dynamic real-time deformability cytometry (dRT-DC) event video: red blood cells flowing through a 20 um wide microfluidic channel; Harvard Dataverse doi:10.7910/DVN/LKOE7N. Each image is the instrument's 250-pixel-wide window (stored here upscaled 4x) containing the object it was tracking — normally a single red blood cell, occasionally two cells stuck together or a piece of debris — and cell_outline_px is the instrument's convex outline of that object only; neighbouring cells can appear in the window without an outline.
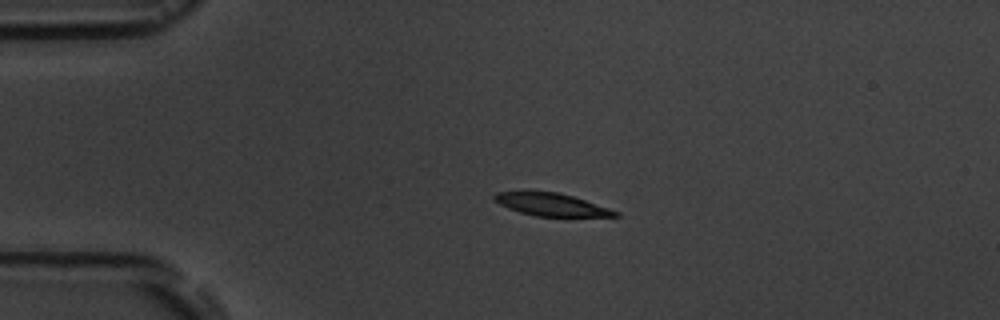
{"species": "common noctule bat (a hibernating species)", "species_latin": "Nyctalus noctula", "temperature_condition": "room temperature", "stored_images_in_passage": 3, "camera_frame_rate_fps": 3000, "um_per_image_px": 0.085, "animal": {"sex": "male", "body_mass_g": 19.5, "forearm_length_mm": 54.6}, "frame": {"image": 1, "passage_image": 2, "time_ms": 1.0, "image_size_px": [1000, 320], "cell_outline_px": [[620, 216], [536, 216], [520, 212], [508, 208], [492, 200], [492, 196], [496, 192], [556, 192], [572, 196], [620, 212]], "centroid_in_image_um": [46.83, 17.39], "position_along_channel_um": 38.2, "area_um2": 15.61}}